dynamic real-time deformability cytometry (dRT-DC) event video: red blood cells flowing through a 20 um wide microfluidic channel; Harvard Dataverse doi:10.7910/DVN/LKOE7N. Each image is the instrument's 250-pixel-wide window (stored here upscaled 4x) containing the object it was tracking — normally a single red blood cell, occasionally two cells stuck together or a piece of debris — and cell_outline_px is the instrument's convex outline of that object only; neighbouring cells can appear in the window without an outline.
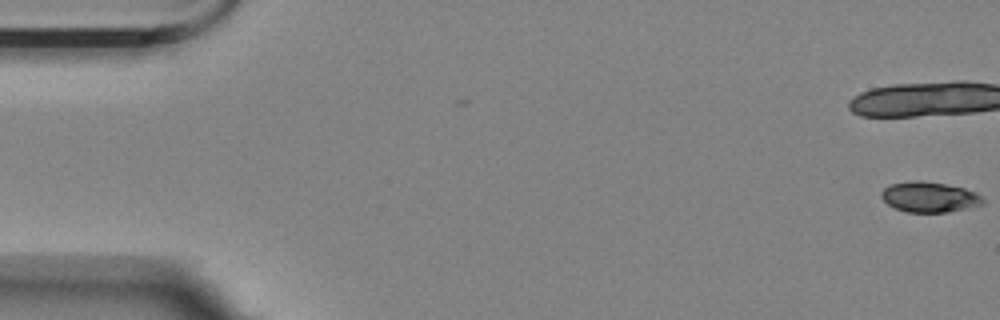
{"species": "Egyptian fruit bat (a non-hibernating species)", "species_latin": "Rousettus aegyptiacus", "temperature_condition": "room temperature", "stored_images_in_passage": 58, "camera_frame_rate_fps": 3000, "um_per_image_px": 0.085, "animal": {"sex": "female"}, "frame": {"image": 1, "passage_image": 1, "time_ms": 0.0, "image_size_px": [1000, 320], "cell_outline_px": [[984, 204], [948, 212], [908, 212], [896, 208], [888, 204], [880, 196], [880, 192], [888, 184], [908, 180], [920, 180], [944, 184], [964, 188], [976, 192], [984, 200]], "centroid_in_image_um": [78.96, 16.73], "position_along_channel_um": 6.0, "area_um2": 18.03}, "authors_computed_cell_mechanics": {"area_um2": 18.7272, "velocity_mm_per_s": 3.525, "shape_relaxation_time_tau1_ms": 3.3945, "shape_relaxation_time_tau2_ms": null, "deformation_change_tau1": 0.1024, "deformation_change_tau2": null}}